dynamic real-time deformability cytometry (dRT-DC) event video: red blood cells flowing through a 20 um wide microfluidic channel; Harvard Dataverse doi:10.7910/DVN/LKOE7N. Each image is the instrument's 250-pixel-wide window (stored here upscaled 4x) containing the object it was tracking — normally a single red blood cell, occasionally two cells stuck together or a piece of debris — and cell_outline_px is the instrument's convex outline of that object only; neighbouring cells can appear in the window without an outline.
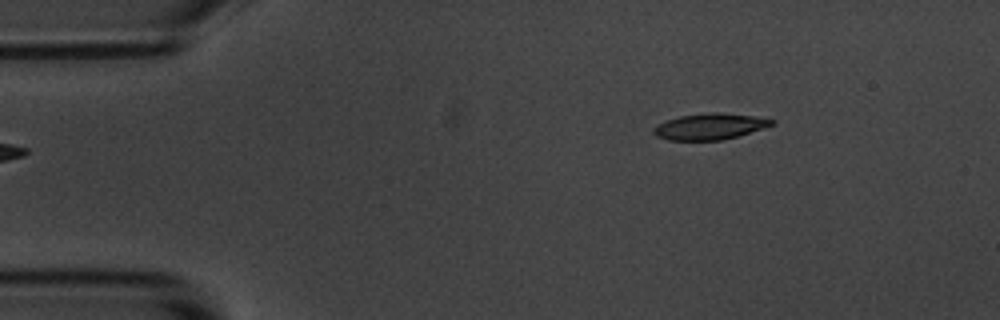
{"species": "common noctule bat (a hibernating species)", "species_latin": "Nyctalus noctula", "temperature_condition": "room temperature", "stored_images_in_passage": 48, "camera_frame_rate_fps": 3000, "um_per_image_px": 0.085, "animal": {"sex": "male", "body_mass_g": 20.1, "forearm_length_mm": 53.5}, "frame": {"image": 1, "passage_image": 2, "time_ms": 0.333, "image_size_px": [1000, 320], "cell_outline_px": [[776, 124], [764, 128], [736, 136], [720, 140], [668, 140], [656, 136], [652, 132], [652, 128], [668, 120], [680, 116], [712, 112], [716, 112], [756, 116], [776, 120]], "centroid_in_image_um": [60.36, 10.75], "position_along_channel_um": 24.6, "area_um2": 17.86}}
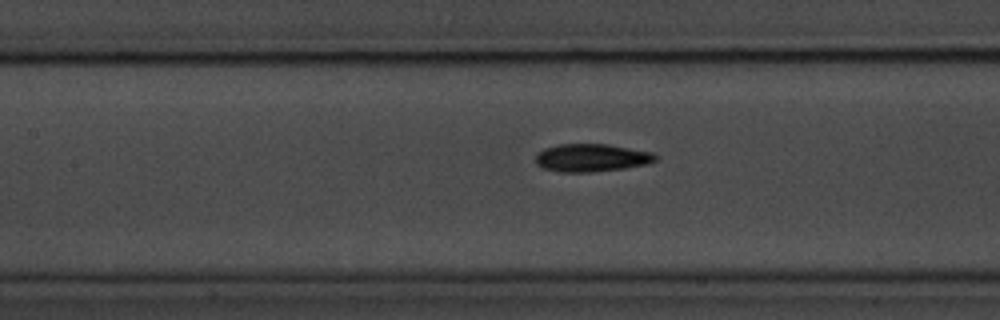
{"frame": {"image": 2, "passage_image": 18, "time_ms": 5.667, "image_size_px": [1000, 320], "cell_outline_px": [[656, 160], [648, 164], [624, 168], [592, 172], [556, 172], [544, 168], [536, 164], [536, 152], [544, 148], [560, 144], [608, 144], [652, 152], [656, 156]], "centroid_in_image_um": [50.25, 13.41], "position_along_channel_um": 157.2, "area_um2": 19.54}}
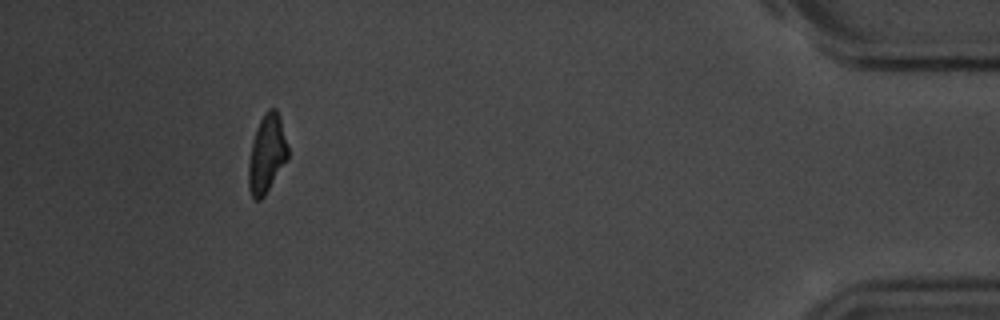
{"frame": {"image": 3, "passage_image": 44, "time_ms": 14.333, "image_size_px": [1000, 320], "cell_outline_px": [[288, 160], [264, 196], [260, 200], [256, 200], [252, 196], [248, 188], [248, 164], [252, 144], [256, 128], [264, 112], [268, 108], [276, 108], [280, 120], [288, 148]], "centroid_in_image_um": [22.67, 13.1], "position_along_channel_um": 412.5, "area_um2": 17.86}, "authors_computed_cell_mechanics": {"area_um2": 18.8139, "velocity_mm_per_s": 3.6705, "shape_relaxation_time_tau1_ms": 3.2094, "shape_relaxation_time_tau2_ms": 2.6999, "deformation_change_tau1": 0.1371, "deformation_change_tau2": 0.0913}}